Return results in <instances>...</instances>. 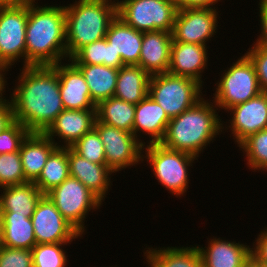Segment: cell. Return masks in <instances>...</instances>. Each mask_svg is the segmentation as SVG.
<instances>
[{
	"label": "cell",
	"instance_id": "cell-1",
	"mask_svg": "<svg viewBox=\"0 0 267 267\" xmlns=\"http://www.w3.org/2000/svg\"><path fill=\"white\" fill-rule=\"evenodd\" d=\"M11 93L15 121L44 133L64 110L58 72L53 66H23Z\"/></svg>",
	"mask_w": 267,
	"mask_h": 267
},
{
	"label": "cell",
	"instance_id": "cell-2",
	"mask_svg": "<svg viewBox=\"0 0 267 267\" xmlns=\"http://www.w3.org/2000/svg\"><path fill=\"white\" fill-rule=\"evenodd\" d=\"M35 3H28L26 66H53L66 61L65 7Z\"/></svg>",
	"mask_w": 267,
	"mask_h": 267
},
{
	"label": "cell",
	"instance_id": "cell-3",
	"mask_svg": "<svg viewBox=\"0 0 267 267\" xmlns=\"http://www.w3.org/2000/svg\"><path fill=\"white\" fill-rule=\"evenodd\" d=\"M213 104L202 97L188 110L170 119L160 143L169 149L199 157L206 145L224 131V123L216 112L218 108Z\"/></svg>",
	"mask_w": 267,
	"mask_h": 267
},
{
	"label": "cell",
	"instance_id": "cell-4",
	"mask_svg": "<svg viewBox=\"0 0 267 267\" xmlns=\"http://www.w3.org/2000/svg\"><path fill=\"white\" fill-rule=\"evenodd\" d=\"M65 7L66 49L70 59L85 45L106 37L117 16L116 0H79Z\"/></svg>",
	"mask_w": 267,
	"mask_h": 267
},
{
	"label": "cell",
	"instance_id": "cell-5",
	"mask_svg": "<svg viewBox=\"0 0 267 267\" xmlns=\"http://www.w3.org/2000/svg\"><path fill=\"white\" fill-rule=\"evenodd\" d=\"M202 88L194 79L166 72L150 77L148 95L172 119L202 98Z\"/></svg>",
	"mask_w": 267,
	"mask_h": 267
},
{
	"label": "cell",
	"instance_id": "cell-6",
	"mask_svg": "<svg viewBox=\"0 0 267 267\" xmlns=\"http://www.w3.org/2000/svg\"><path fill=\"white\" fill-rule=\"evenodd\" d=\"M117 16L141 32L173 31L177 7L174 0H116Z\"/></svg>",
	"mask_w": 267,
	"mask_h": 267
},
{
	"label": "cell",
	"instance_id": "cell-7",
	"mask_svg": "<svg viewBox=\"0 0 267 267\" xmlns=\"http://www.w3.org/2000/svg\"><path fill=\"white\" fill-rule=\"evenodd\" d=\"M228 70H224L221 79L216 84L213 93L214 104L217 108L230 109L256 97L262 92L255 66L249 57L244 54Z\"/></svg>",
	"mask_w": 267,
	"mask_h": 267
},
{
	"label": "cell",
	"instance_id": "cell-8",
	"mask_svg": "<svg viewBox=\"0 0 267 267\" xmlns=\"http://www.w3.org/2000/svg\"><path fill=\"white\" fill-rule=\"evenodd\" d=\"M145 156L148 159L157 179L171 194L182 196L188 189V166H192L198 158L177 150L169 149L161 143L144 145Z\"/></svg>",
	"mask_w": 267,
	"mask_h": 267
},
{
	"label": "cell",
	"instance_id": "cell-9",
	"mask_svg": "<svg viewBox=\"0 0 267 267\" xmlns=\"http://www.w3.org/2000/svg\"><path fill=\"white\" fill-rule=\"evenodd\" d=\"M46 195L55 204L62 216L82 235L86 215L99 209L102 201L82 182L69 176L60 185L52 188ZM84 221V222H83Z\"/></svg>",
	"mask_w": 267,
	"mask_h": 267
},
{
	"label": "cell",
	"instance_id": "cell-10",
	"mask_svg": "<svg viewBox=\"0 0 267 267\" xmlns=\"http://www.w3.org/2000/svg\"><path fill=\"white\" fill-rule=\"evenodd\" d=\"M27 20L28 4L0 6V64L7 69L21 57L26 66Z\"/></svg>",
	"mask_w": 267,
	"mask_h": 267
},
{
	"label": "cell",
	"instance_id": "cell-11",
	"mask_svg": "<svg viewBox=\"0 0 267 267\" xmlns=\"http://www.w3.org/2000/svg\"><path fill=\"white\" fill-rule=\"evenodd\" d=\"M94 129L102 140L106 164L114 173L144 161L142 158L144 145L133 133L108 126L97 119Z\"/></svg>",
	"mask_w": 267,
	"mask_h": 267
},
{
	"label": "cell",
	"instance_id": "cell-12",
	"mask_svg": "<svg viewBox=\"0 0 267 267\" xmlns=\"http://www.w3.org/2000/svg\"><path fill=\"white\" fill-rule=\"evenodd\" d=\"M31 220L36 244L72 242L82 237L46 194L37 203Z\"/></svg>",
	"mask_w": 267,
	"mask_h": 267
},
{
	"label": "cell",
	"instance_id": "cell-13",
	"mask_svg": "<svg viewBox=\"0 0 267 267\" xmlns=\"http://www.w3.org/2000/svg\"><path fill=\"white\" fill-rule=\"evenodd\" d=\"M215 8L178 9L172 31L173 41L206 46L205 42L217 32L218 12Z\"/></svg>",
	"mask_w": 267,
	"mask_h": 267
},
{
	"label": "cell",
	"instance_id": "cell-14",
	"mask_svg": "<svg viewBox=\"0 0 267 267\" xmlns=\"http://www.w3.org/2000/svg\"><path fill=\"white\" fill-rule=\"evenodd\" d=\"M232 113L230 118L231 135L239 145L249 135L267 129V92L262 91L256 97L237 104L226 110Z\"/></svg>",
	"mask_w": 267,
	"mask_h": 267
},
{
	"label": "cell",
	"instance_id": "cell-15",
	"mask_svg": "<svg viewBox=\"0 0 267 267\" xmlns=\"http://www.w3.org/2000/svg\"><path fill=\"white\" fill-rule=\"evenodd\" d=\"M96 109L67 110L64 109L55 121L44 132L57 147H71L84 134L94 128ZM61 138L64 144L59 145L54 137Z\"/></svg>",
	"mask_w": 267,
	"mask_h": 267
},
{
	"label": "cell",
	"instance_id": "cell-16",
	"mask_svg": "<svg viewBox=\"0 0 267 267\" xmlns=\"http://www.w3.org/2000/svg\"><path fill=\"white\" fill-rule=\"evenodd\" d=\"M63 64V65H62ZM53 67L58 72L59 87L64 109H96L88 85L81 71L72 63L59 62Z\"/></svg>",
	"mask_w": 267,
	"mask_h": 267
},
{
	"label": "cell",
	"instance_id": "cell-17",
	"mask_svg": "<svg viewBox=\"0 0 267 267\" xmlns=\"http://www.w3.org/2000/svg\"><path fill=\"white\" fill-rule=\"evenodd\" d=\"M207 52V47L200 44L172 41L168 72L194 79L203 86L202 74L209 57Z\"/></svg>",
	"mask_w": 267,
	"mask_h": 267
},
{
	"label": "cell",
	"instance_id": "cell-18",
	"mask_svg": "<svg viewBox=\"0 0 267 267\" xmlns=\"http://www.w3.org/2000/svg\"><path fill=\"white\" fill-rule=\"evenodd\" d=\"M172 41L171 32H143L138 66L150 76L168 72Z\"/></svg>",
	"mask_w": 267,
	"mask_h": 267
},
{
	"label": "cell",
	"instance_id": "cell-19",
	"mask_svg": "<svg viewBox=\"0 0 267 267\" xmlns=\"http://www.w3.org/2000/svg\"><path fill=\"white\" fill-rule=\"evenodd\" d=\"M69 176L82 182L94 195L104 201L114 173L107 165L88 161L68 147Z\"/></svg>",
	"mask_w": 267,
	"mask_h": 267
},
{
	"label": "cell",
	"instance_id": "cell-20",
	"mask_svg": "<svg viewBox=\"0 0 267 267\" xmlns=\"http://www.w3.org/2000/svg\"><path fill=\"white\" fill-rule=\"evenodd\" d=\"M197 248L203 267H242L252 257L249 245L216 237L210 239L207 247Z\"/></svg>",
	"mask_w": 267,
	"mask_h": 267
},
{
	"label": "cell",
	"instance_id": "cell-21",
	"mask_svg": "<svg viewBox=\"0 0 267 267\" xmlns=\"http://www.w3.org/2000/svg\"><path fill=\"white\" fill-rule=\"evenodd\" d=\"M57 145L45 134L30 132L21 144L19 153L25 179L35 182L40 176L50 154Z\"/></svg>",
	"mask_w": 267,
	"mask_h": 267
},
{
	"label": "cell",
	"instance_id": "cell-22",
	"mask_svg": "<svg viewBox=\"0 0 267 267\" xmlns=\"http://www.w3.org/2000/svg\"><path fill=\"white\" fill-rule=\"evenodd\" d=\"M169 121L170 119L160 105L147 95L140 103L136 104L133 135L143 145L146 143L139 139L138 132H144L149 137L151 136L147 144L160 143L165 136Z\"/></svg>",
	"mask_w": 267,
	"mask_h": 267
},
{
	"label": "cell",
	"instance_id": "cell-23",
	"mask_svg": "<svg viewBox=\"0 0 267 267\" xmlns=\"http://www.w3.org/2000/svg\"><path fill=\"white\" fill-rule=\"evenodd\" d=\"M106 41L120 54L124 65H138L143 32L125 24L118 16L110 23Z\"/></svg>",
	"mask_w": 267,
	"mask_h": 267
},
{
	"label": "cell",
	"instance_id": "cell-24",
	"mask_svg": "<svg viewBox=\"0 0 267 267\" xmlns=\"http://www.w3.org/2000/svg\"><path fill=\"white\" fill-rule=\"evenodd\" d=\"M0 194V212H14V215L32 217L37 203L44 195L34 182L7 186Z\"/></svg>",
	"mask_w": 267,
	"mask_h": 267
},
{
	"label": "cell",
	"instance_id": "cell-25",
	"mask_svg": "<svg viewBox=\"0 0 267 267\" xmlns=\"http://www.w3.org/2000/svg\"><path fill=\"white\" fill-rule=\"evenodd\" d=\"M2 245L8 248L32 249L36 244L31 218L0 212Z\"/></svg>",
	"mask_w": 267,
	"mask_h": 267
},
{
	"label": "cell",
	"instance_id": "cell-26",
	"mask_svg": "<svg viewBox=\"0 0 267 267\" xmlns=\"http://www.w3.org/2000/svg\"><path fill=\"white\" fill-rule=\"evenodd\" d=\"M82 73L92 102L97 106L101 101L111 98L115 94L119 68L105 65L74 64Z\"/></svg>",
	"mask_w": 267,
	"mask_h": 267
},
{
	"label": "cell",
	"instance_id": "cell-27",
	"mask_svg": "<svg viewBox=\"0 0 267 267\" xmlns=\"http://www.w3.org/2000/svg\"><path fill=\"white\" fill-rule=\"evenodd\" d=\"M150 77L138 65L121 66L114 97L135 105L140 103L148 95Z\"/></svg>",
	"mask_w": 267,
	"mask_h": 267
},
{
	"label": "cell",
	"instance_id": "cell-28",
	"mask_svg": "<svg viewBox=\"0 0 267 267\" xmlns=\"http://www.w3.org/2000/svg\"><path fill=\"white\" fill-rule=\"evenodd\" d=\"M150 267H203L202 258L197 248L192 247H163L144 251Z\"/></svg>",
	"mask_w": 267,
	"mask_h": 267
},
{
	"label": "cell",
	"instance_id": "cell-29",
	"mask_svg": "<svg viewBox=\"0 0 267 267\" xmlns=\"http://www.w3.org/2000/svg\"><path fill=\"white\" fill-rule=\"evenodd\" d=\"M135 104L111 97L96 106V118L108 126L133 133Z\"/></svg>",
	"mask_w": 267,
	"mask_h": 267
},
{
	"label": "cell",
	"instance_id": "cell-30",
	"mask_svg": "<svg viewBox=\"0 0 267 267\" xmlns=\"http://www.w3.org/2000/svg\"><path fill=\"white\" fill-rule=\"evenodd\" d=\"M68 177V147H57L48 157L40 176L34 184L43 194H46Z\"/></svg>",
	"mask_w": 267,
	"mask_h": 267
},
{
	"label": "cell",
	"instance_id": "cell-31",
	"mask_svg": "<svg viewBox=\"0 0 267 267\" xmlns=\"http://www.w3.org/2000/svg\"><path fill=\"white\" fill-rule=\"evenodd\" d=\"M69 60L73 64H103L112 68H120L124 65L120 54H116L106 38L85 45L68 59V62Z\"/></svg>",
	"mask_w": 267,
	"mask_h": 267
},
{
	"label": "cell",
	"instance_id": "cell-32",
	"mask_svg": "<svg viewBox=\"0 0 267 267\" xmlns=\"http://www.w3.org/2000/svg\"><path fill=\"white\" fill-rule=\"evenodd\" d=\"M242 152L246 156L248 167L252 170L267 169V129L249 135L240 144Z\"/></svg>",
	"mask_w": 267,
	"mask_h": 267
},
{
	"label": "cell",
	"instance_id": "cell-33",
	"mask_svg": "<svg viewBox=\"0 0 267 267\" xmlns=\"http://www.w3.org/2000/svg\"><path fill=\"white\" fill-rule=\"evenodd\" d=\"M70 242L35 244L32 248L33 267H66L63 246Z\"/></svg>",
	"mask_w": 267,
	"mask_h": 267
},
{
	"label": "cell",
	"instance_id": "cell-34",
	"mask_svg": "<svg viewBox=\"0 0 267 267\" xmlns=\"http://www.w3.org/2000/svg\"><path fill=\"white\" fill-rule=\"evenodd\" d=\"M28 182L25 179L19 151L0 154V190Z\"/></svg>",
	"mask_w": 267,
	"mask_h": 267
},
{
	"label": "cell",
	"instance_id": "cell-35",
	"mask_svg": "<svg viewBox=\"0 0 267 267\" xmlns=\"http://www.w3.org/2000/svg\"><path fill=\"white\" fill-rule=\"evenodd\" d=\"M71 148L90 162L107 165L102 140L94 128L84 134Z\"/></svg>",
	"mask_w": 267,
	"mask_h": 267
},
{
	"label": "cell",
	"instance_id": "cell-36",
	"mask_svg": "<svg viewBox=\"0 0 267 267\" xmlns=\"http://www.w3.org/2000/svg\"><path fill=\"white\" fill-rule=\"evenodd\" d=\"M30 131L18 121L0 132V154L13 153L20 150L21 144Z\"/></svg>",
	"mask_w": 267,
	"mask_h": 267
},
{
	"label": "cell",
	"instance_id": "cell-37",
	"mask_svg": "<svg viewBox=\"0 0 267 267\" xmlns=\"http://www.w3.org/2000/svg\"><path fill=\"white\" fill-rule=\"evenodd\" d=\"M0 267H33L32 249L8 248L2 245Z\"/></svg>",
	"mask_w": 267,
	"mask_h": 267
},
{
	"label": "cell",
	"instance_id": "cell-38",
	"mask_svg": "<svg viewBox=\"0 0 267 267\" xmlns=\"http://www.w3.org/2000/svg\"><path fill=\"white\" fill-rule=\"evenodd\" d=\"M246 55L255 66L261 90L267 92V49L254 45L251 49L248 48Z\"/></svg>",
	"mask_w": 267,
	"mask_h": 267
},
{
	"label": "cell",
	"instance_id": "cell-39",
	"mask_svg": "<svg viewBox=\"0 0 267 267\" xmlns=\"http://www.w3.org/2000/svg\"><path fill=\"white\" fill-rule=\"evenodd\" d=\"M255 242L251 248L252 258L259 264H267V228L260 232Z\"/></svg>",
	"mask_w": 267,
	"mask_h": 267
},
{
	"label": "cell",
	"instance_id": "cell-40",
	"mask_svg": "<svg viewBox=\"0 0 267 267\" xmlns=\"http://www.w3.org/2000/svg\"><path fill=\"white\" fill-rule=\"evenodd\" d=\"M259 17L261 24V33L257 37L256 43L253 45L260 48L267 49V0H260L259 2Z\"/></svg>",
	"mask_w": 267,
	"mask_h": 267
},
{
	"label": "cell",
	"instance_id": "cell-41",
	"mask_svg": "<svg viewBox=\"0 0 267 267\" xmlns=\"http://www.w3.org/2000/svg\"><path fill=\"white\" fill-rule=\"evenodd\" d=\"M14 113L10 99L0 100V132L8 128L13 122Z\"/></svg>",
	"mask_w": 267,
	"mask_h": 267
},
{
	"label": "cell",
	"instance_id": "cell-42",
	"mask_svg": "<svg viewBox=\"0 0 267 267\" xmlns=\"http://www.w3.org/2000/svg\"><path fill=\"white\" fill-rule=\"evenodd\" d=\"M220 0H174L177 9L186 8H210L214 7L215 4Z\"/></svg>",
	"mask_w": 267,
	"mask_h": 267
},
{
	"label": "cell",
	"instance_id": "cell-43",
	"mask_svg": "<svg viewBox=\"0 0 267 267\" xmlns=\"http://www.w3.org/2000/svg\"><path fill=\"white\" fill-rule=\"evenodd\" d=\"M9 71L5 66L0 64V100H3L4 98V92H5V86L7 85V80L4 78L6 72ZM5 72V73H4ZM6 80V81H5ZM3 93V94H2Z\"/></svg>",
	"mask_w": 267,
	"mask_h": 267
},
{
	"label": "cell",
	"instance_id": "cell-44",
	"mask_svg": "<svg viewBox=\"0 0 267 267\" xmlns=\"http://www.w3.org/2000/svg\"><path fill=\"white\" fill-rule=\"evenodd\" d=\"M35 0H0V6L28 4Z\"/></svg>",
	"mask_w": 267,
	"mask_h": 267
},
{
	"label": "cell",
	"instance_id": "cell-45",
	"mask_svg": "<svg viewBox=\"0 0 267 267\" xmlns=\"http://www.w3.org/2000/svg\"><path fill=\"white\" fill-rule=\"evenodd\" d=\"M242 267H259V263L251 257Z\"/></svg>",
	"mask_w": 267,
	"mask_h": 267
},
{
	"label": "cell",
	"instance_id": "cell-46",
	"mask_svg": "<svg viewBox=\"0 0 267 267\" xmlns=\"http://www.w3.org/2000/svg\"><path fill=\"white\" fill-rule=\"evenodd\" d=\"M2 247V237H1V228H0V249Z\"/></svg>",
	"mask_w": 267,
	"mask_h": 267
},
{
	"label": "cell",
	"instance_id": "cell-47",
	"mask_svg": "<svg viewBox=\"0 0 267 267\" xmlns=\"http://www.w3.org/2000/svg\"><path fill=\"white\" fill-rule=\"evenodd\" d=\"M259 267H267V264H259Z\"/></svg>",
	"mask_w": 267,
	"mask_h": 267
}]
</instances>
